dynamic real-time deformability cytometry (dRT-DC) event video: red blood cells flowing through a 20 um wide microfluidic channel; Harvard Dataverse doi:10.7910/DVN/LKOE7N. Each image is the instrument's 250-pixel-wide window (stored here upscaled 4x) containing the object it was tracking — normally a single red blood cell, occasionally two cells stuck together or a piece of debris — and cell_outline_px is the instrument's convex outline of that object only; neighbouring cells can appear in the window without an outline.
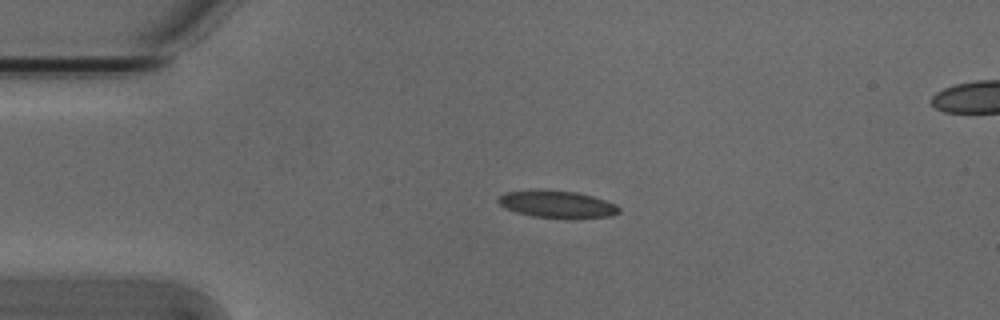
{"species": "Egyptian fruit bat (a non-hibernating species)", "species_latin": "Rousettus aegyptiacus", "temperature_condition": "cold", "stored_images_in_passage": 42, "camera_frame_rate_fps": 3000, "um_per_image_px": 0.085, "animal": {"sex": "male"}, "frame": {"image": 1, "passage_image": 1, "time_ms": 0.0, "image_size_px": [1000, 320], "cell_outline_px": [[620, 212], [612, 216], [576, 220], [572, 220], [532, 216], [516, 212], [500, 204], [496, 200], [504, 192], [576, 192], [592, 196], [616, 204], [620, 208]], "centroid_in_image_um": [47.46, 17.43], "position_along_channel_um": 37.5, "area_um2": 18.79}}
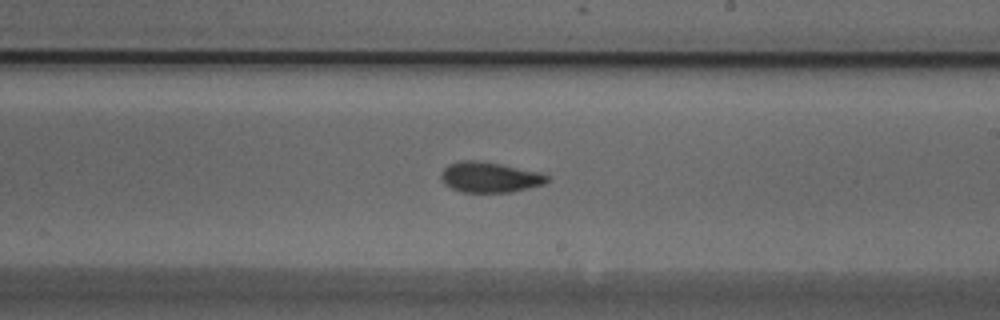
{"frame": {"image": 2, "passage_image": 20, "time_ms": 6.333, "image_size_px": [1000, 320], "cell_outline_px": [[548, 180], [544, 184], [508, 192], [460, 192], [444, 184], [440, 176], [444, 168], [448, 164], [460, 160], [476, 160], [500, 164], [540, 172], [548, 176]], "centroid_in_image_um": [41.58, 15.06], "position_along_channel_um": 247.4, "area_um2": 18.67}}
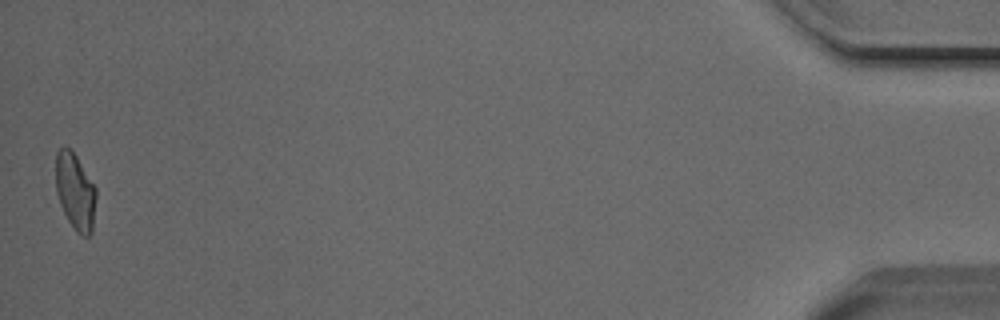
{"frame": {"image": 3, "passage_image": 42, "time_ms": 13.667, "image_size_px": [1000, 320], "cell_outline_px": [[96, 196], [92, 232], [88, 236], [80, 236], [76, 232], [68, 220], [60, 204], [56, 192], [56, 152], [60, 148], [68, 148], [76, 156], [96, 188]], "centroid_in_image_um": [6.4, 16.32], "position_along_channel_um": 428.8, "area_um2": 17.86}, "authors_computed_cell_mechanics": {"area_um2": 18.6116, "velocity_mm_per_s": 3.8199, "shape_relaxation_time_tau1_ms": 6.9307, "shape_relaxation_time_tau2_ms": 1.1564, "deformation_change_tau1": 0.1458, "deformation_change_tau2": 0.0592}}